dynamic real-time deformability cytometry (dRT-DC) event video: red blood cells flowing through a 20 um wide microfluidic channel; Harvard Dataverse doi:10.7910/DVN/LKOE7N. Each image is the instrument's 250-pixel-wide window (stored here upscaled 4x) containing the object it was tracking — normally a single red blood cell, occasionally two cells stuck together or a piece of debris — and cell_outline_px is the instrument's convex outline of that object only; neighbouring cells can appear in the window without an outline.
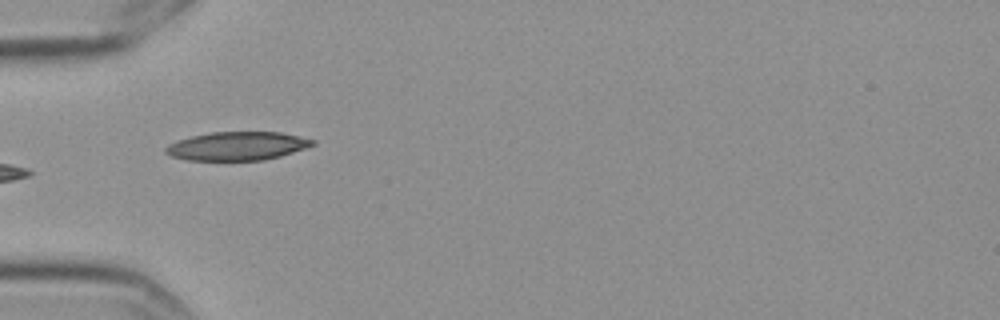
{"species": "Egyptian fruit bat (a non-hibernating species)", "species_latin": "Rousettus aegyptiacus", "temperature_condition": "cold", "stored_images_in_passage": 15, "camera_frame_rate_fps": 3000, "um_per_image_px": 0.085, "frame": {"image": 1, "passage_image": 5, "time_ms": 1.333, "image_size_px": [1000, 320], "cell_outline_px": [[316, 144], [280, 156], [264, 160], [184, 160], [172, 156], [164, 152], [164, 148], [168, 144], [176, 140], [192, 136], [212, 132], [280, 132], [300, 136], [316, 140]], "centroid_in_image_um": [20.14, 12.41], "position_along_channel_um": 64.9, "area_um2": 24.45}}
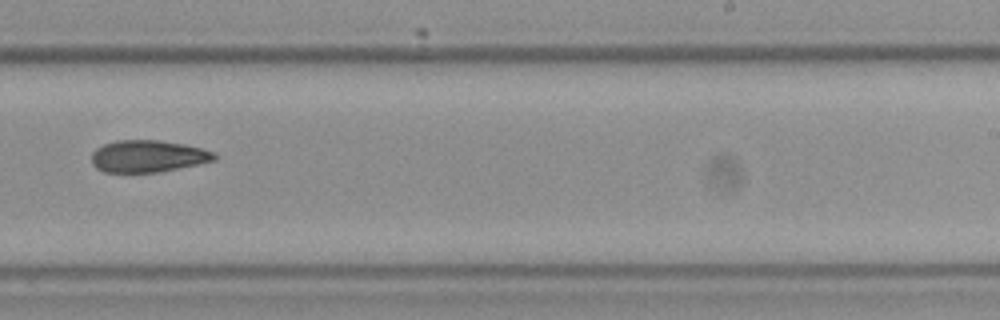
{"frame": {"image": 2, "passage_image": 10, "time_ms": 3.0, "image_size_px": [1000, 320], "cell_outline_px": [[216, 160], [160, 172], [104, 172], [96, 168], [92, 164], [92, 152], [96, 148], [104, 144], [116, 140], [160, 140], [184, 144], [200, 148], [212, 152], [216, 156]], "centroid_in_image_um": [12.54, 13.28], "position_along_channel_um": 276.5, "area_um2": 22.83}}
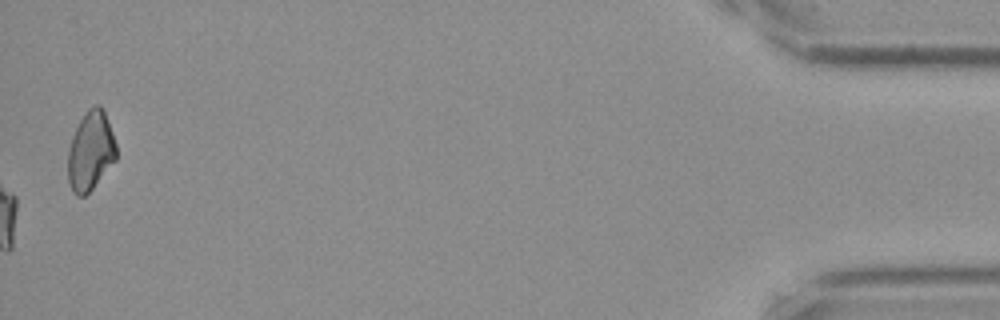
{"frame": {"image": 3, "passage_image": 15, "time_ms": 4.667, "image_size_px": [1000, 320], "cell_outline_px": [[116, 160], [92, 188], [84, 196], [76, 196], [72, 192], [68, 180], [68, 148], [72, 136], [80, 120], [88, 108], [96, 104], [100, 104], [104, 108], [116, 144]], "centroid_in_image_um": [7.69, 12.81], "position_along_channel_um": 427.5, "area_um2": 22.37}}